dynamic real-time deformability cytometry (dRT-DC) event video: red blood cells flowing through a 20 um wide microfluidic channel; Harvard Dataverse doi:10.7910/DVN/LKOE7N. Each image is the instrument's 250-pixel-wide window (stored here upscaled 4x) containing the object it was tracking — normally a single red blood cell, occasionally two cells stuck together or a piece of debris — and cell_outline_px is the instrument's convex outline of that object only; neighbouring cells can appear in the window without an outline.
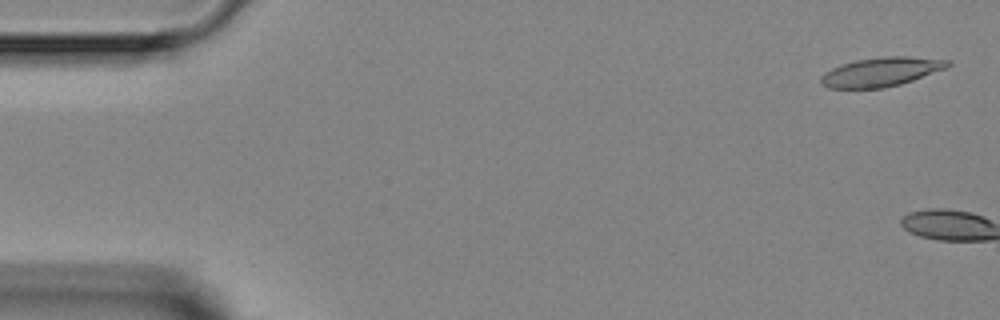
{"species": "Egyptian fruit bat (a non-hibernating species)", "species_latin": "Rousettus aegyptiacus", "temperature_condition": "room temperature", "stored_images_in_passage": 4, "camera_frame_rate_fps": 3000, "um_per_image_px": 0.085, "animal": {"sex": "female"}, "frame": {"image": 1, "passage_image": 1, "time_ms": 0.0, "image_size_px": [1000, 320], "cell_outline_px": [[952, 64], [948, 68], [900, 84], [884, 88], [828, 88], [820, 84], [820, 76], [824, 72], [840, 64], [856, 60], [880, 56], [908, 56], [952, 60]], "centroid_in_image_um": [74.9, 6.1], "position_along_channel_um": 10.1, "area_um2": 21.79}}